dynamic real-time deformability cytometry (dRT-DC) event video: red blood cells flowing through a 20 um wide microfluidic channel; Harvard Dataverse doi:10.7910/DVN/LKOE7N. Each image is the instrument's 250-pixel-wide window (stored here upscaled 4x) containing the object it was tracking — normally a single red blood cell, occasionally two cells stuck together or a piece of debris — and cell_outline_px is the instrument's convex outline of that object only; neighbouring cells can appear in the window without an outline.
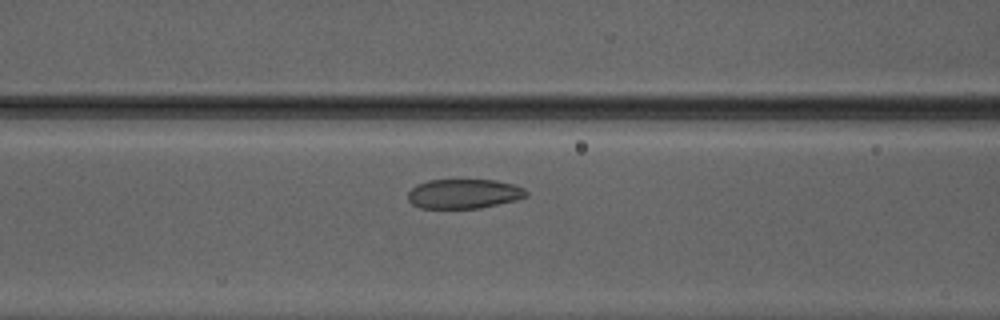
{"species": "Egyptian fruit bat (a non-hibernating species)", "species_latin": "Rousettus aegyptiacus", "temperature_condition": "warm", "stored_images_in_passage": 38, "camera_frame_rate_fps": 3000, "um_per_image_px": 0.085, "animal": {"sex": "male"}, "frame": {"image": 1, "passage_image": 13, "time_ms": 4.0, "image_size_px": [1000, 320], "cell_outline_px": [[528, 196], [516, 200], [480, 208], [420, 208], [412, 204], [408, 200], [408, 192], [416, 184], [428, 180], [496, 180], [512, 184], [524, 188], [528, 192]], "centroid_in_image_um": [39.42, 16.47], "position_along_channel_um": 127.2, "area_um2": 20.4}}
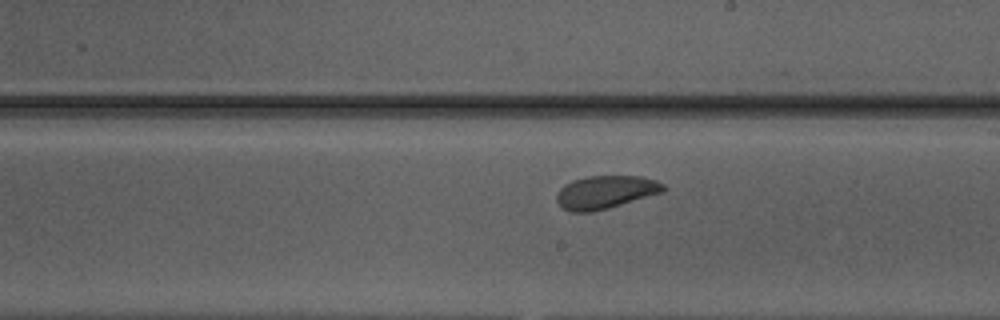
{"frame": {"image": 2, "passage_image": 21, "time_ms": 6.667, "image_size_px": [1000, 320], "cell_outline_px": [[668, 188], [664, 192], [608, 208], [592, 212], [572, 212], [564, 208], [556, 200], [556, 196], [560, 188], [564, 184], [572, 180], [588, 176], [640, 176], [656, 180], [664, 184]], "centroid_in_image_um": [51.49, 16.32], "position_along_channel_um": 237.5, "area_um2": 20.63}}
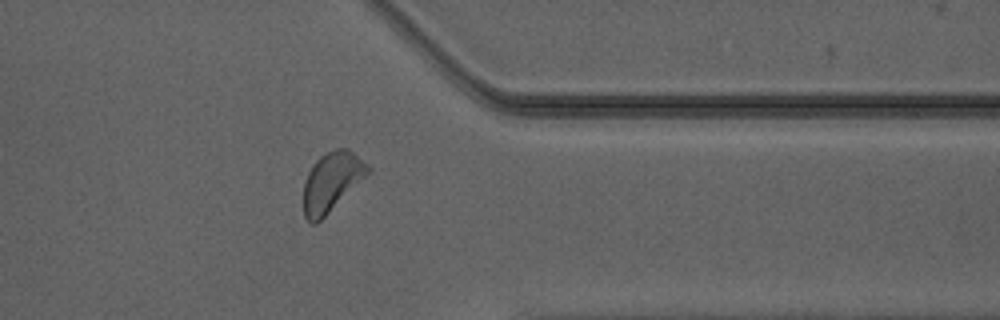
{"frame": {"image": 3, "passage_image": 32, "time_ms": 10.333, "image_size_px": [1000, 320], "cell_outline_px": [[372, 172], [316, 224], [312, 224], [304, 216], [304, 184], [308, 172], [312, 164], [320, 156], [336, 148], [348, 148], [372, 168]], "centroid_in_image_um": [28.22, 15.44], "position_along_channel_um": 383.2, "area_um2": 22.25}, "authors_computed_cell_mechanics": {"area_um2": 21.5594, "velocity_mm_per_s": 4.1435, "shape_relaxation_time_tau1_ms": 1.6562, "shape_relaxation_time_tau2_ms": 3.0278, "deformation_change_tau1": 0.071, "deformation_change_tau2": 0.0891}}